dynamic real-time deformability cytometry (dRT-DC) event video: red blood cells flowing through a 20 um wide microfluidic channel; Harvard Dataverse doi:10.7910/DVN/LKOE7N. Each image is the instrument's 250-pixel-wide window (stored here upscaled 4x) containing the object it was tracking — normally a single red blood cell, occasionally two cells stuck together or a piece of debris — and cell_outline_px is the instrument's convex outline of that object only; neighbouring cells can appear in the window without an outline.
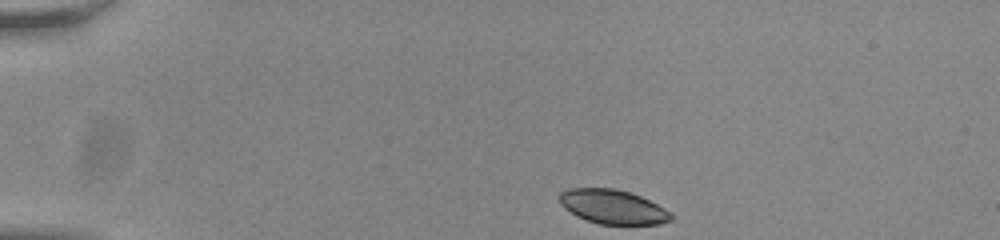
{"species": "common noctule bat (a hibernating species)", "species_latin": "Nyctalus noctula", "temperature_condition": "room temperature", "stored_images_in_passage": 45, "camera_frame_rate_fps": 3000, "um_per_image_px": 0.085, "animal": {"sex": "male", "body_mass_g": 20.0, "forearm_length_mm": 53.3}, "frame": {"image": 1, "passage_image": 1, "time_ms": 0.0, "image_size_px": [1000, 240], "cell_outline_px": [[672, 220], [660, 224], [600, 224], [576, 216], [564, 208], [560, 204], [560, 192], [568, 188], [616, 188], [640, 196], [664, 208], [672, 216]], "centroid_in_image_um": [52.06, 17.57], "position_along_channel_um": 32.9, "area_um2": 22.08}}
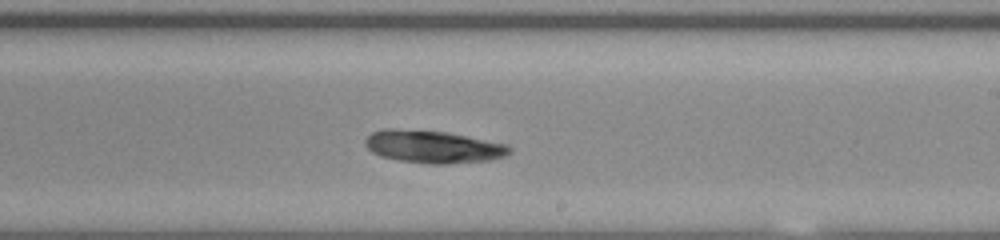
{"frame": {"image": 2, "passage_image": 24, "time_ms": 7.667, "image_size_px": [1000, 240], "cell_outline_px": [[512, 152], [504, 156], [488, 160], [448, 164], [428, 164], [400, 160], [380, 156], [372, 152], [364, 144], [364, 140], [372, 132], [384, 128], [396, 128], [448, 132], [508, 144], [512, 148]], "centroid_in_image_um": [36.81, 12.46], "position_along_channel_um": 252.2, "area_um2": 27.63}}
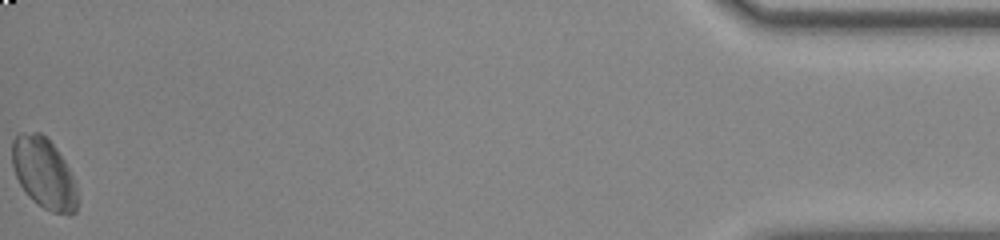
{"frame": {"image": 3, "passage_image": 45, "time_ms": 14.667, "image_size_px": [1000, 240], "cell_outline_px": [[76, 212], [68, 216], [52, 212], [44, 208], [32, 200], [28, 196], [20, 184], [16, 176], [12, 164], [12, 140], [20, 132], [40, 132], [56, 148], [64, 160], [76, 184]], "centroid_in_image_um": [3.71, 14.73], "position_along_channel_um": 431.5, "area_um2": 26.82}, "authors_computed_cell_mechanics": {"area_um2": 26.6458, "velocity_mm_per_s": 3.7823, "shape_relaxation_time_tau1_ms": 8.9774, "shape_relaxation_time_tau2_ms": null, "deformation_change_tau1": 0.1375, "deformation_change_tau2": null}}